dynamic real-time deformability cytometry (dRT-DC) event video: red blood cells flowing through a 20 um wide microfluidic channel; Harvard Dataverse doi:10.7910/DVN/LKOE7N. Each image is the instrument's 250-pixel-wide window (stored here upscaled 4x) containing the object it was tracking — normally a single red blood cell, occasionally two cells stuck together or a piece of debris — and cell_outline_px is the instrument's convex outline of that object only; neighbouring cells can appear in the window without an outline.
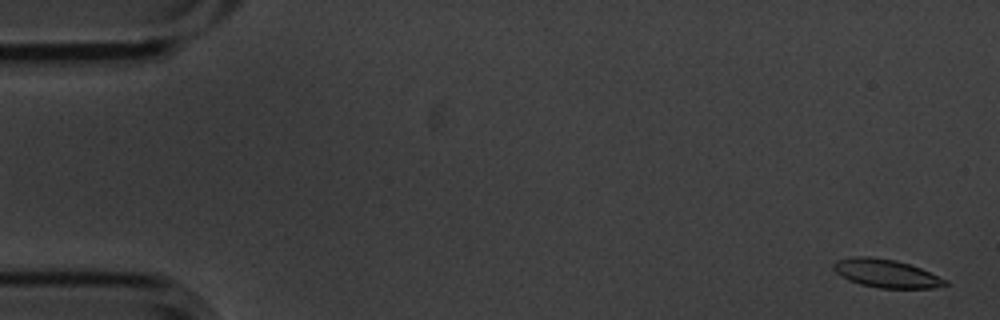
{"species": "common noctule bat (a hibernating species)", "species_latin": "Nyctalus noctula", "temperature_condition": "cold", "stored_images_in_passage": 5, "segment_of_instrument_passage": [2, 2], "camera_frame_rate_fps": 3000, "um_per_image_px": 0.085, "animal": {"sex": "male", "body_mass_g": 20.1, "forearm_length_mm": 53.5}, "frame": {"image": 1, "passage_image": 5, "time_ms": 1.333, "image_size_px": [1000, 320], "cell_outline_px": [[948, 284], [932, 288], [880, 288], [860, 284], [848, 280], [836, 272], [832, 268], [832, 264], [836, 260], [852, 256], [872, 256], [896, 260], [920, 268], [948, 280]], "centroid_in_image_um": [75.29, 23.23], "position_along_channel_um": 9.7, "area_um2": 18.44}}